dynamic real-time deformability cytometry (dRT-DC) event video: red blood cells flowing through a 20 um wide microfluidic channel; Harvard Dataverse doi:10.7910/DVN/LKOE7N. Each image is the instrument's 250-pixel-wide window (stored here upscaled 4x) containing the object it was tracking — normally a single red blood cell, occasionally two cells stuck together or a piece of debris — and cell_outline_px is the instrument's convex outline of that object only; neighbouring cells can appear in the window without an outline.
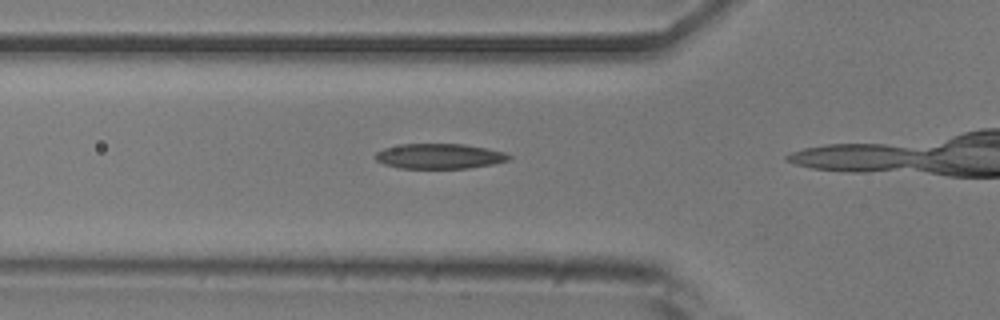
{"species": "common noctule bat (a hibernating species)", "species_latin": "Nyctalus noctula", "temperature_condition": "room temperature", "stored_images_in_passage": 14, "camera_frame_rate_fps": 3000, "um_per_image_px": 0.085, "animal": {"sex": "male", "body_mass_g": 20.5, "forearm_length_mm": 52.5}, "frame": {"image": 1, "passage_image": 10, "time_ms": 3.0, "image_size_px": [1000, 320], "cell_outline_px": [[512, 156], [508, 160], [492, 164], [468, 168], [400, 168], [384, 164], [376, 160], [376, 152], [384, 148], [400, 144], [464, 144], [488, 148], [504, 152]], "centroid_in_image_um": [37.35, 13.27], "position_along_channel_um": 88.4, "area_um2": 19.48}}